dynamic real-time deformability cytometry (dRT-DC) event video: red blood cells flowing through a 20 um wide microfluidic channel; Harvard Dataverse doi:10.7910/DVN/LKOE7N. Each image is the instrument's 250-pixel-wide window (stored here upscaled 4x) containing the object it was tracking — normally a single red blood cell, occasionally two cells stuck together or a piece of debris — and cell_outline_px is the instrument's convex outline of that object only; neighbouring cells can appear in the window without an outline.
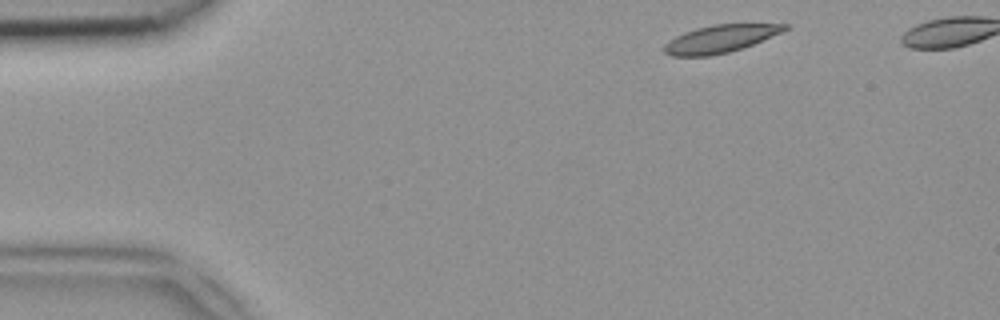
{"species": "common noctule bat (a hibernating species)", "species_latin": "Nyctalus noctula", "temperature_condition": "room temperature", "stored_images_in_passage": 40, "camera_frame_rate_fps": 3000, "um_per_image_px": 0.085, "animal": {"sex": "female", "body_mass_g": 18.4}, "frame": {"image": 1, "passage_image": 2, "time_ms": 0.333, "image_size_px": [1000, 320], "cell_outline_px": [[788, 28], [780, 32], [752, 44], [728, 52], [708, 56], [672, 56], [664, 52], [664, 44], [668, 40], [684, 32], [696, 28], [712, 24], [788, 24]], "centroid_in_image_um": [61.15, 3.29], "position_along_channel_um": 23.9, "area_um2": 19.07}}
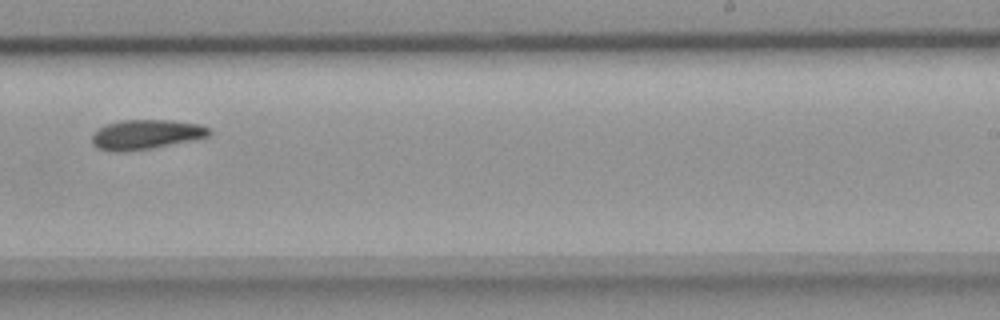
{"frame": {"image": 2, "passage_image": 26, "time_ms": 8.333, "image_size_px": [1000, 320], "cell_outline_px": [[212, 132], [208, 136], [196, 140], [152, 148], [124, 152], [112, 152], [96, 148], [92, 144], [92, 136], [100, 128], [108, 124], [120, 120], [172, 120], [200, 124], [212, 128]], "centroid_in_image_um": [12.46, 11.44], "position_along_channel_um": 276.5, "area_um2": 20.52}}
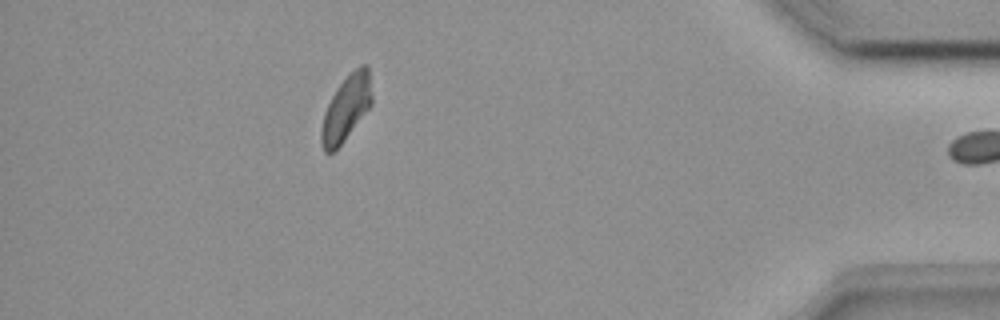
{"frame": {"image": 3, "passage_image": 39, "time_ms": 12.667, "image_size_px": [1000, 320], "cell_outline_px": [[372, 104], [340, 144], [332, 152], [324, 152], [320, 140], [320, 132], [324, 112], [336, 88], [348, 72], [360, 64], [368, 64], [372, 96]], "centroid_in_image_um": [29.42, 9.12], "position_along_channel_um": 405.8, "area_um2": 19.19}}